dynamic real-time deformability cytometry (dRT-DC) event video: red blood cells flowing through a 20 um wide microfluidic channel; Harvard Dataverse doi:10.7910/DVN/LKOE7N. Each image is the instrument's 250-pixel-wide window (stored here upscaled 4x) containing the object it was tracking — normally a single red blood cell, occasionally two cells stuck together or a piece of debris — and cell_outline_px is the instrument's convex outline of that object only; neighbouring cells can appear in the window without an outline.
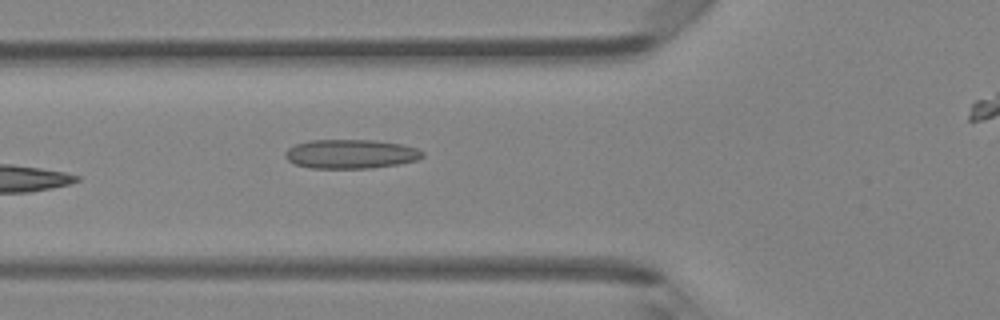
{"species": "Egyptian fruit bat (a non-hibernating species)", "species_latin": "Rousettus aegyptiacus", "temperature_condition": "room temperature", "stored_images_in_passage": 6, "camera_frame_rate_fps": 3000, "um_per_image_px": 0.085, "animal": {"sex": "female"}, "frame": {"image": 1, "passage_image": 5, "time_ms": 1.333, "image_size_px": [1000, 320], "cell_outline_px": [[424, 156], [416, 160], [400, 164], [372, 168], [312, 168], [296, 164], [288, 160], [284, 156], [284, 152], [288, 148], [296, 144], [308, 140], [372, 140], [400, 144], [416, 148], [424, 152]], "centroid_in_image_um": [29.8, 13.09], "position_along_channel_um": 96.0, "area_um2": 23.29}}